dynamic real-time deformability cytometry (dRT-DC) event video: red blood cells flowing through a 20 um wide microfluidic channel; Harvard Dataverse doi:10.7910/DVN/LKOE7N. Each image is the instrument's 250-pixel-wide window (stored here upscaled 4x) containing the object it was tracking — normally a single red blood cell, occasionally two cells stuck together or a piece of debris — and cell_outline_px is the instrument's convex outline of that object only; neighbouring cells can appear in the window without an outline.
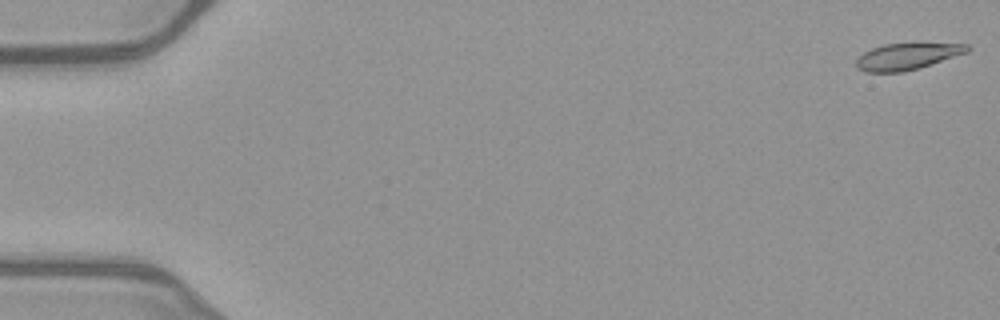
{"species": "common noctule bat (a hibernating species)", "species_latin": "Nyctalus noctula", "temperature_condition": "warm", "stored_images_in_passage": 11, "camera_frame_rate_fps": 3000, "um_per_image_px": 0.085, "animal": {"sex": "female", "body_mass_g": 21.9}, "frame": {"image": 1, "passage_image": 1, "time_ms": 0.0, "image_size_px": [1000, 320], "cell_outline_px": [[972, 48], [968, 52], [920, 68], [904, 72], [864, 72], [856, 68], [856, 60], [864, 52], [872, 48], [884, 44], [968, 44]], "centroid_in_image_um": [77.1, 4.81], "position_along_channel_um": 7.9, "area_um2": 17.05}}